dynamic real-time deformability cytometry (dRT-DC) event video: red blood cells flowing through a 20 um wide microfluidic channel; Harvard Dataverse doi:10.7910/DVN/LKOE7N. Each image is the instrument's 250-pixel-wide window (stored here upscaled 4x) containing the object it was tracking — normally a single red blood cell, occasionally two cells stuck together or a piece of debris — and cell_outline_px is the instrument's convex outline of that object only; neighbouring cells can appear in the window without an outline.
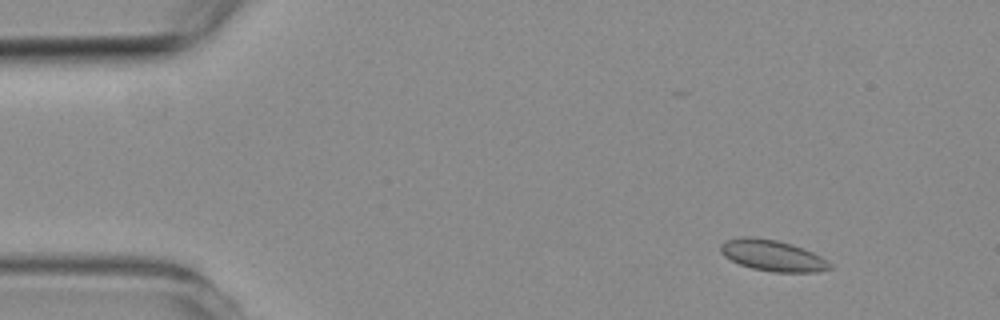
{"species": "common noctule bat (a hibernating species)", "species_latin": "Nyctalus noctula", "temperature_condition": "room temperature", "stored_images_in_passage": 4, "camera_frame_rate_fps": 3000, "um_per_image_px": 0.085, "animal": {"sex": "female", "body_mass_g": 19.3, "forearm_length_mm": 54.1}, "frame": {"image": 1, "passage_image": 2, "time_ms": 1.0, "image_size_px": [1000, 320], "cell_outline_px": [[832, 268], [816, 272], [772, 272], [752, 268], [740, 264], [724, 256], [720, 252], [720, 244], [724, 240], [740, 236], [756, 236], [776, 240], [792, 244], [804, 248], [828, 260], [832, 264]], "centroid_in_image_um": [65.65, 21.7], "position_along_channel_um": 19.4, "area_um2": 20.06}}